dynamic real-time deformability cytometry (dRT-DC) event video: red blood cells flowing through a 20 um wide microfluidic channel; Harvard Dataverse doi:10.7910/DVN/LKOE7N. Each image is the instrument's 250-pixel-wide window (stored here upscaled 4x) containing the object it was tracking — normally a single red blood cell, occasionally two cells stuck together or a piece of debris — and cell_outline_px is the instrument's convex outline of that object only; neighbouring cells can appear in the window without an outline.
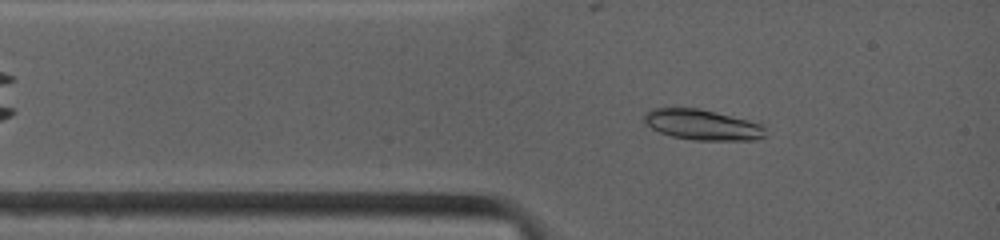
{"species": "common noctule bat (a hibernating species)", "species_latin": "Nyctalus noctula", "temperature_condition": "warm", "stored_images_in_passage": 29, "camera_frame_rate_fps": 4500, "um_per_image_px": 0.085, "animal": {"sex": "female", "body_mass_g": 19.0, "forearm_length_mm": 53.3}, "frame": {"image": 1, "passage_image": 3, "time_ms": 0.889, "image_size_px": [1000, 240], "cell_outline_px": [[768, 136], [756, 140], [692, 140], [672, 136], [660, 132], [644, 124], [644, 112], [652, 108], [700, 108], [748, 120], [760, 124], [764, 128]], "centroid_in_image_um": [59.69, 10.61], "position_along_channel_um": 25.3, "area_um2": 21.68}}
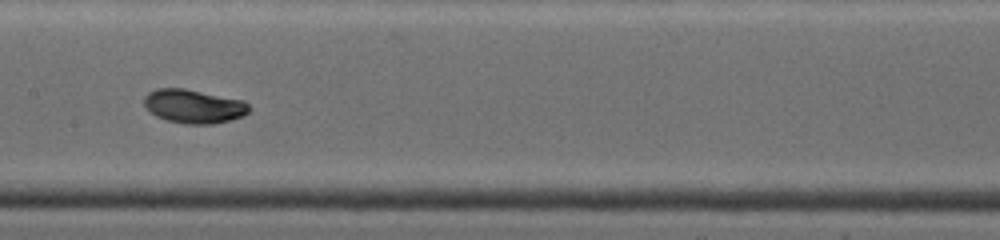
{"frame": {"image": 2, "passage_image": 12, "time_ms": 5.333, "image_size_px": [1000, 240], "cell_outline_px": [[248, 112], [244, 116], [232, 120], [212, 124], [184, 124], [168, 120], [156, 116], [144, 104], [144, 96], [148, 92], [156, 88], [184, 88], [244, 100], [248, 104]], "centroid_in_image_um": [16.48, 9.03], "position_along_channel_um": 190.9, "area_um2": 20.69}}
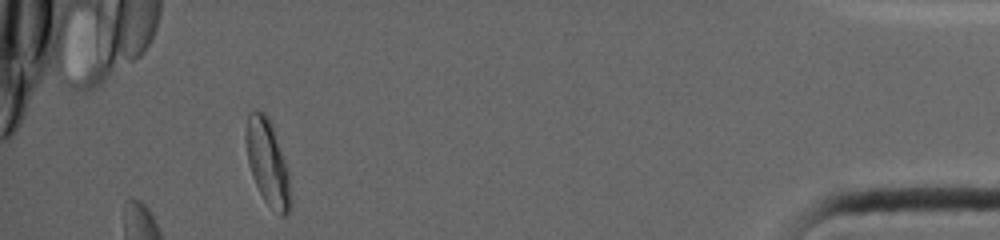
{"frame": {"image": 3, "passage_image": 27, "time_ms": 13.111, "image_size_px": [1000, 240], "cell_outline_px": [[292, 208], [284, 216], [280, 216], [264, 200], [252, 176], [248, 164], [244, 140], [244, 132], [248, 112], [264, 112], [272, 124], [288, 172], [292, 200]], "centroid_in_image_um": [22.73, 13.83], "position_along_channel_um": 412.5, "area_um2": 22.37}, "authors_computed_cell_mechanics": {"area_um2": 20.519, "velocity_mm_per_s": 3.9359, "shape_relaxation_time_tau1_ms": 3.4268, "shape_relaxation_time_tau2_ms": null, "deformation_change_tau1": 0.1349, "deformation_change_tau2": null}}